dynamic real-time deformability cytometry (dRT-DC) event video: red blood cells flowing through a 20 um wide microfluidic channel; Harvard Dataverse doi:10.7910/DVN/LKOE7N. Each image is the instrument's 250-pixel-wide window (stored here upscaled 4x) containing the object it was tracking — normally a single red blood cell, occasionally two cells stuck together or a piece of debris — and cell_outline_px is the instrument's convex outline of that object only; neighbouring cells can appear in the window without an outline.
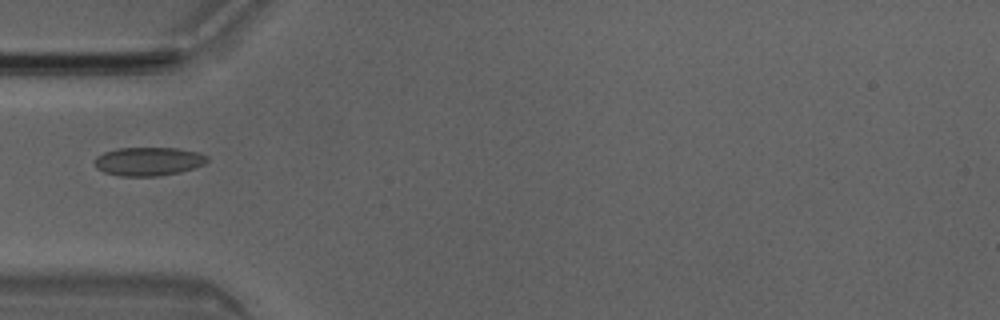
{"species": "Egyptian fruit bat (a non-hibernating species)", "species_latin": "Rousettus aegyptiacus", "temperature_condition": "room temperature", "stored_images_in_passage": 5, "camera_frame_rate_fps": 3000, "um_per_image_px": 0.085, "animal": {"sex": "male"}, "frame": {"image": 1, "passage_image": 5, "time_ms": 1.333, "image_size_px": [1000, 320], "cell_outline_px": [[208, 160], [204, 164], [180, 172], [160, 176], [120, 176], [104, 172], [96, 168], [92, 160], [96, 156], [104, 152], [116, 148], [176, 148], [200, 152], [208, 156]], "centroid_in_image_um": [12.59, 13.71], "position_along_channel_um": 72.4, "area_um2": 18.96}}